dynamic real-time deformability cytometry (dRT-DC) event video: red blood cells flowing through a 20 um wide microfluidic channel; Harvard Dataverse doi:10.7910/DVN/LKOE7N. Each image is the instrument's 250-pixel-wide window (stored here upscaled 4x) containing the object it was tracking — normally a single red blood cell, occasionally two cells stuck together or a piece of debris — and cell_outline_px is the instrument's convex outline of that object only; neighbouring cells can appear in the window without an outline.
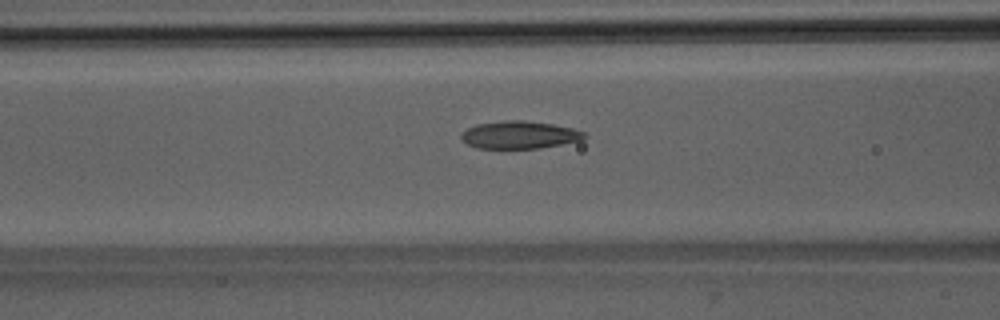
{"species": "Egyptian fruit bat (a non-hibernating species)", "species_latin": "Rousettus aegyptiacus", "temperature_condition": "room temperature", "stored_images_in_passage": 46, "camera_frame_rate_fps": 3000, "um_per_image_px": 0.085, "animal": {"sex": "male"}, "frame": {"image": 1, "passage_image": 20, "time_ms": 6.333, "image_size_px": [1000, 320], "cell_outline_px": [[588, 136], [580, 140], [540, 148], [476, 148], [468, 144], [460, 136], [460, 132], [476, 124], [504, 120], [524, 120], [552, 124], [572, 128], [584, 132]], "centroid_in_image_um": [44.13, 11.45], "position_along_channel_um": 122.5, "area_um2": 19.71}}
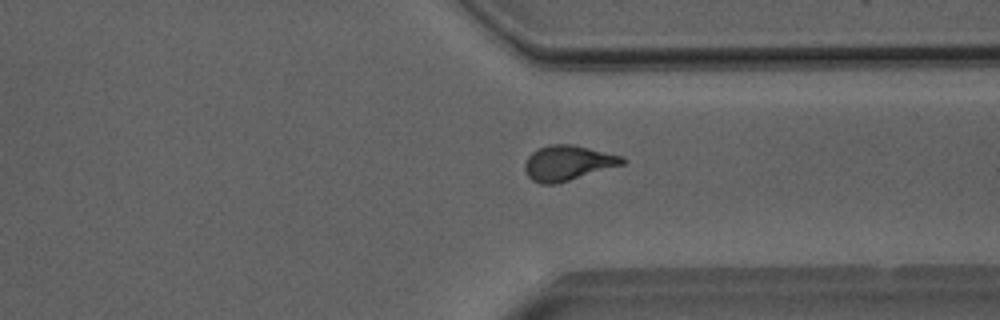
{"frame": {"image": 2, "passage_image": 38, "time_ms": 12.333, "image_size_px": [1000, 320], "cell_outline_px": [[628, 160], [624, 164], [556, 184], [540, 184], [532, 180], [528, 176], [524, 168], [524, 164], [528, 156], [532, 152], [548, 144], [572, 144], [624, 156]], "centroid_in_image_um": [48.28, 13.85], "position_along_channel_um": 363.1, "area_um2": 20.0}}
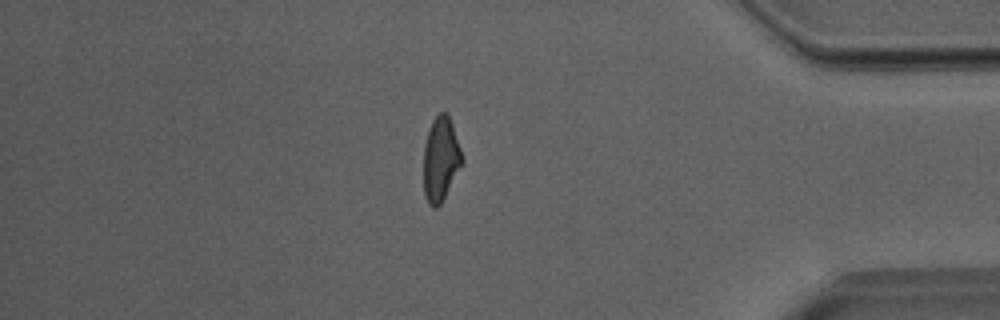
{"frame": {"image": 3, "passage_image": 43, "time_ms": 14.0, "image_size_px": [1000, 320], "cell_outline_px": [[464, 160], [440, 204], [436, 208], [432, 208], [428, 204], [424, 196], [424, 144], [428, 128], [432, 120], [440, 112], [444, 112], [448, 116], [452, 124]], "centroid_in_image_um": [37.43, 13.53], "position_along_channel_um": 397.8, "area_um2": 18.73}, "authors_computed_cell_mechanics": {"area_um2": 19.8832, "velocity_mm_per_s": 4.0123, "shape_relaxation_time_tau1_ms": 5.2601, "shape_relaxation_time_tau2_ms": 1.4771, "deformation_change_tau1": 0.2046, "deformation_change_tau2": 0.0868}}